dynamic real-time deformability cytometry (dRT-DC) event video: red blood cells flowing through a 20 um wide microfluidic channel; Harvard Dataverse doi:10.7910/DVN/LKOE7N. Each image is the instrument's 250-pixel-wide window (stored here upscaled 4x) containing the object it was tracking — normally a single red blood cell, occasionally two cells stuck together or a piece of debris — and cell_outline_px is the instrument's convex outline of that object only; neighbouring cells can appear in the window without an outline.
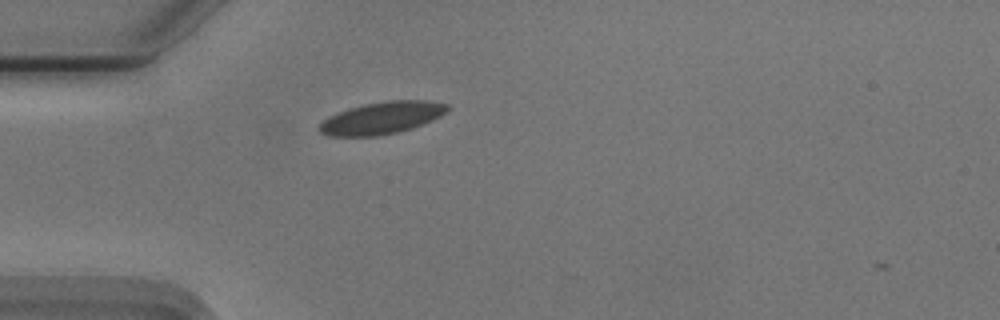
{"species": "Egyptian fruit bat (a non-hibernating species)", "species_latin": "Rousettus aegyptiacus", "temperature_condition": "cold", "stored_images_in_passage": 42, "camera_frame_rate_fps": 3000, "um_per_image_px": 0.085, "animal": {"sex": "male"}, "frame": {"image": 1, "passage_image": 3, "time_ms": 0.667, "image_size_px": [1000, 320], "cell_outline_px": [[452, 108], [448, 112], [432, 120], [412, 128], [396, 132], [376, 136], [328, 136], [320, 132], [320, 124], [328, 116], [348, 108], [364, 104], [388, 100], [424, 100], [448, 104]], "centroid_in_image_um": [32.48, 10.01], "position_along_channel_um": 52.5, "area_um2": 23.99}}
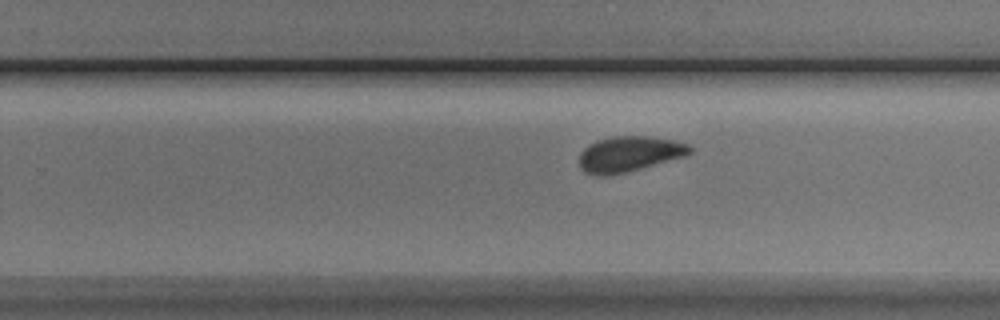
{"frame": {"image": 2, "passage_image": 22, "time_ms": 7.0, "image_size_px": [1000, 320], "cell_outline_px": [[692, 152], [688, 156], [624, 172], [604, 176], [596, 176], [584, 172], [580, 168], [580, 152], [588, 144], [596, 140], [612, 136], [648, 136], [672, 140], [688, 144], [692, 148]], "centroid_in_image_um": [53.47, 13.08], "position_along_channel_um": 276.3, "area_um2": 22.95}}
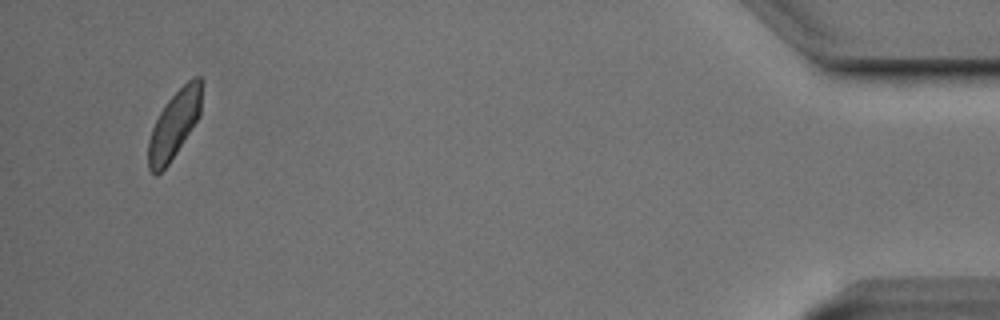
{"frame": {"image": 3, "passage_image": 40, "time_ms": 13.0, "image_size_px": [1000, 320], "cell_outline_px": [[204, 80], [200, 116], [168, 164], [156, 176], [148, 168], [148, 140], [152, 128], [160, 112], [168, 100], [188, 80], [196, 76], [200, 76]], "centroid_in_image_um": [14.84, 10.53], "position_along_channel_um": 420.4, "area_um2": 20.98}}